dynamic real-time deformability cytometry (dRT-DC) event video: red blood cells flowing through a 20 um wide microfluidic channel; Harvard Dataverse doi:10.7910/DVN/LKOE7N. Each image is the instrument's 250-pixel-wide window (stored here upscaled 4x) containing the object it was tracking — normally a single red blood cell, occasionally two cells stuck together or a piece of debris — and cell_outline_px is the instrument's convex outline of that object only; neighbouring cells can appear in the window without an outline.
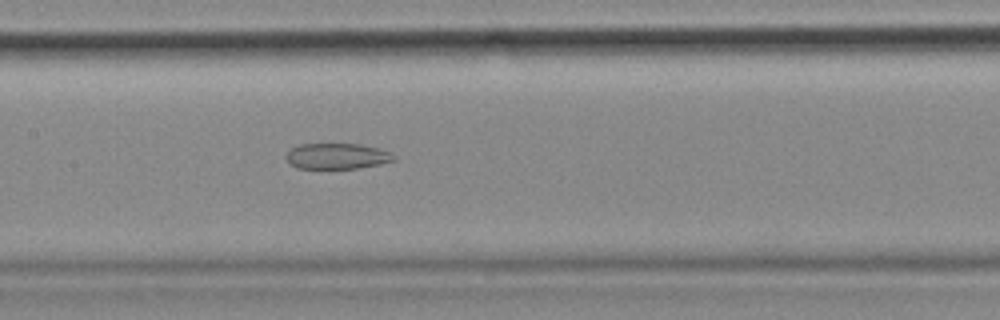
{"species": "common noctule bat (a hibernating species)", "species_latin": "Nyctalus noctula", "temperature_condition": "cold", "stored_images_in_passage": 45, "camera_frame_rate_fps": 3000, "um_per_image_px": 0.085, "animal": {"sex": "female", "body_mass_g": 18.4}, "frame": {"image": 1, "passage_image": 26, "time_ms": 8.333, "image_size_px": [1000, 320], "cell_outline_px": [[396, 160], [380, 164], [356, 168], [296, 168], [284, 156], [292, 148], [300, 144], [360, 144], [380, 148], [396, 156]], "centroid_in_image_um": [28.67, 13.26], "position_along_channel_um": 178.7, "area_um2": 16.07}}